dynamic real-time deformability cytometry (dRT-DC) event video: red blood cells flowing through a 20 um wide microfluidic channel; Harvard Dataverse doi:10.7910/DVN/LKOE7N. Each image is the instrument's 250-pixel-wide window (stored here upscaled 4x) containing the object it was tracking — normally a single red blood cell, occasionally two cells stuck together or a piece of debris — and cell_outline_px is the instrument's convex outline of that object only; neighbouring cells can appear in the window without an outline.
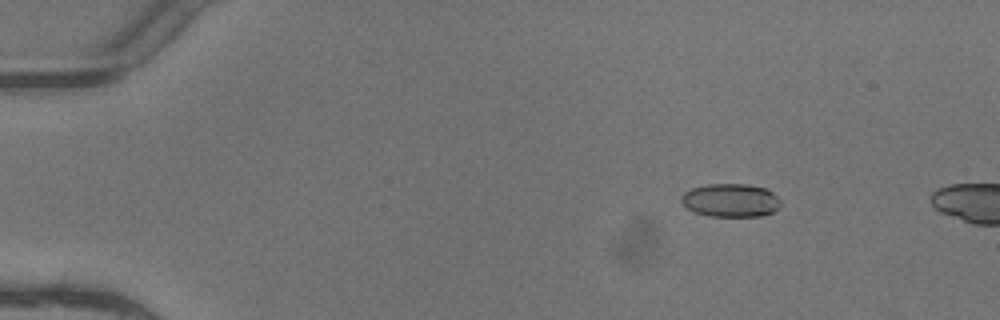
{"species": "common noctule bat (a hibernating species)", "species_latin": "Nyctalus noctula", "temperature_condition": "warm", "stored_images_in_passage": 4, "camera_frame_rate_fps": 3000, "um_per_image_px": 0.085, "animal": {"sex": "female"}, "frame": {"image": 1, "passage_image": 2, "time_ms": 0.333, "image_size_px": [1000, 320], "cell_outline_px": [[780, 208], [772, 212], [760, 216], [708, 216], [696, 212], [688, 208], [680, 200], [680, 196], [684, 192], [692, 188], [708, 184], [748, 184], [768, 188], [780, 200]], "centroid_in_image_um": [62.12, 17.02], "position_along_channel_um": 22.9, "area_um2": 19.36}}